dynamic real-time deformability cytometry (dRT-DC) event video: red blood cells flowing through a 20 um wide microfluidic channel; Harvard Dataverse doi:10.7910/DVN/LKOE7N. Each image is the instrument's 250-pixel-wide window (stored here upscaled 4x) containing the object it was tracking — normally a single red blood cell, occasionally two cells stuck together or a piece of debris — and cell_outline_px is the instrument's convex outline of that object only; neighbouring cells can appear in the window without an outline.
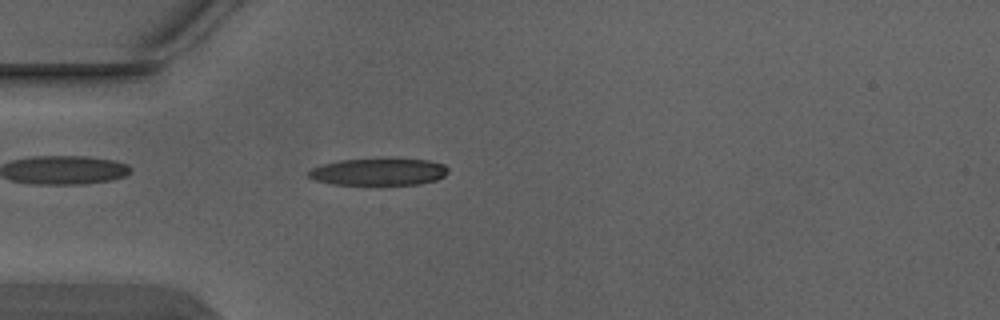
{"species": "Egyptian fruit bat (a non-hibernating species)", "species_latin": "Rousettus aegyptiacus", "temperature_condition": "warm", "stored_images_in_passage": 4, "camera_frame_rate_fps": 3000, "um_per_image_px": 0.085, "animal": {"sex": "male"}, "frame": {"image": 1, "passage_image": 4, "time_ms": 1.0, "image_size_px": [1000, 320], "cell_outline_px": [[448, 172], [444, 176], [436, 180], [420, 184], [332, 184], [316, 180], [308, 176], [308, 172], [312, 168], [324, 164], [340, 160], [384, 156], [392, 156], [428, 160], [444, 164], [448, 168]], "centroid_in_image_um": [32.24, 14.55], "position_along_channel_um": 52.8, "area_um2": 22.77}}